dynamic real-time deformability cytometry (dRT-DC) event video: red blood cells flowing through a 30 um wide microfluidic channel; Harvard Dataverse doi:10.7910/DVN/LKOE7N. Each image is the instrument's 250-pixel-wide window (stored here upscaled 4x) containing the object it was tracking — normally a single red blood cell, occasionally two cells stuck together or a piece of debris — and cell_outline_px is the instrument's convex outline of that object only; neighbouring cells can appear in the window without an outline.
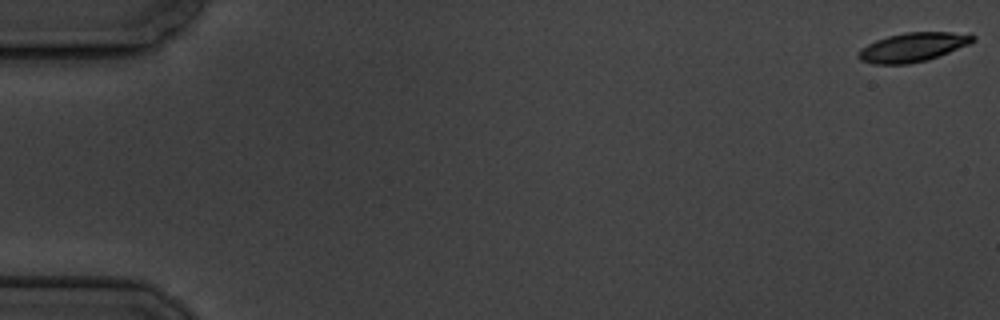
{"species": "common noctule bat (a hibernating species)", "species_latin": "Nyctalus noctula", "temperature_condition": "cold", "stored_images_in_passage": 6, "camera_frame_rate_fps": 3000, "um_per_image_px": 0.085, "animal": {"sex": "male", "body_mass_g": 19.5, "forearm_length_mm": 54.6}, "frame": {"image": 1, "passage_image": 1, "time_ms": 0.0, "image_size_px": [1000, 320], "cell_outline_px": [[976, 40], [968, 44], [928, 60], [908, 64], [872, 64], [860, 60], [856, 56], [860, 48], [876, 40], [888, 36], [904, 32], [952, 32], [976, 36]], "centroid_in_image_um": [77.54, 4.01], "position_along_channel_um": 7.5, "area_um2": 19.31}}